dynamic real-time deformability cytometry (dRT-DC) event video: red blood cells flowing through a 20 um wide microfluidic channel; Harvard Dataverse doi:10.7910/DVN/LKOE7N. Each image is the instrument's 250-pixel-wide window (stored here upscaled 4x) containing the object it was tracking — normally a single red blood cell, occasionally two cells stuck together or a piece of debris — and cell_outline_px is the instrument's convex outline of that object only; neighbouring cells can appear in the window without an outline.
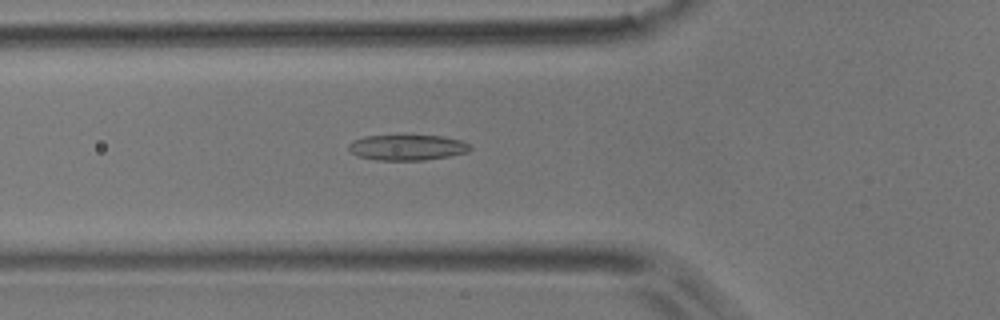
{"species": "common noctule bat (a hibernating species)", "species_latin": "Nyctalus noctula", "temperature_condition": "room temperature", "stored_images_in_passage": 48, "camera_frame_rate_fps": 3000, "um_per_image_px": 0.085, "animal": {"sex": "male", "body_mass_g": 17.9}, "frame": {"image": 1, "passage_image": 15, "time_ms": 4.667, "image_size_px": [1000, 320], "cell_outline_px": [[472, 148], [468, 152], [448, 156], [424, 160], [376, 160], [360, 156], [352, 152], [348, 148], [348, 144], [352, 140], [364, 136], [444, 136], [460, 140], [468, 144]], "centroid_in_image_um": [34.61, 12.53], "position_along_channel_um": 91.2, "area_um2": 17.92}}
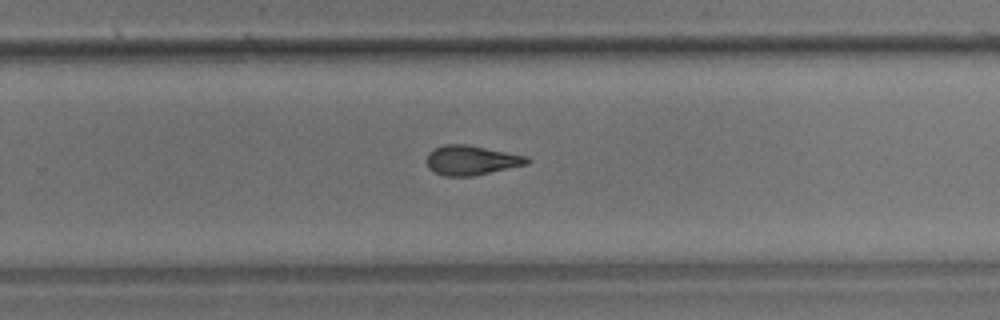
{"frame": {"image": 2, "passage_image": 30, "time_ms": 9.667, "image_size_px": [1000, 320], "cell_outline_px": [[532, 160], [528, 164], [472, 176], [444, 176], [428, 168], [428, 152], [444, 144], [464, 144], [528, 156]], "centroid_in_image_um": [40.09, 13.62], "position_along_channel_um": 289.7, "area_um2": 17.11}}
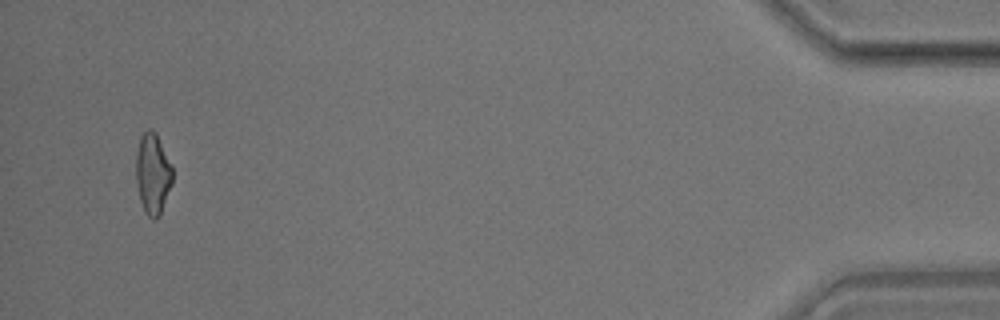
{"frame": {"image": 3, "passage_image": 46, "time_ms": 15.0, "image_size_px": [1000, 320], "cell_outline_px": [[172, 184], [160, 216], [156, 220], [152, 220], [144, 212], [140, 200], [136, 180], [136, 152], [140, 136], [148, 128], [152, 128], [156, 132], [172, 168]], "centroid_in_image_um": [12.97, 14.79], "position_along_channel_um": 422.2, "area_um2": 17.34}, "authors_computed_cell_mechanics": {"area_um2": 17.34, "velocity_mm_per_s": 3.9637, "shape_relaxation_time_tau1_ms": null, "shape_relaxation_time_tau2_ms": 3.1542, "deformation_change_tau1": null, "deformation_change_tau2": 0.1294}}